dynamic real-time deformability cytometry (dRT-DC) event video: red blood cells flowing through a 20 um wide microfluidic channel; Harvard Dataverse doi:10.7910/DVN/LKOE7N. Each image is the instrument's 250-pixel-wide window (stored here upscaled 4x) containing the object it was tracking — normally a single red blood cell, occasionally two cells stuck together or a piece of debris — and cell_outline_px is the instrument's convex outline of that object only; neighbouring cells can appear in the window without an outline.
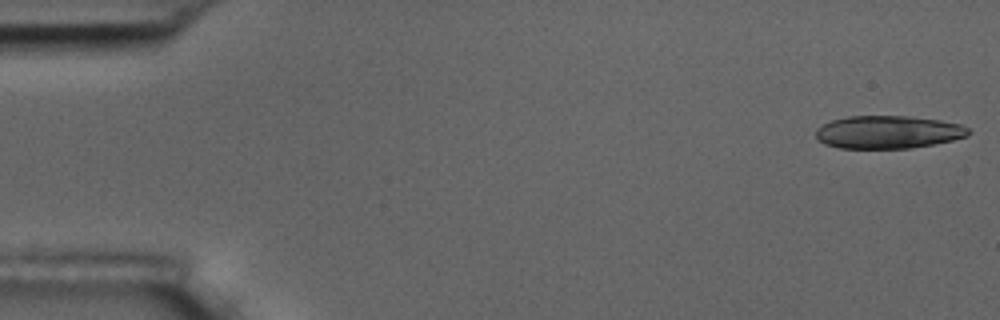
{"species": "common noctule bat (a hibernating species)", "species_latin": "Nyctalus noctula", "temperature_condition": "room temperature", "stored_images_in_passage": 6, "camera_frame_rate_fps": 3000, "um_per_image_px": 0.085, "animal": {"sex": "male", "body_mass_g": 17.5, "forearm_length_mm": 52.3}, "frame": {"image": 1, "passage_image": 1, "time_ms": 0.0, "image_size_px": [1000, 320], "cell_outline_px": [[972, 132], [968, 136], [952, 140], [912, 148], [840, 148], [824, 144], [816, 136], [816, 128], [832, 120], [848, 116], [912, 116], [940, 120], [960, 124], [968, 128]], "centroid_in_image_um": [75.51, 11.22], "position_along_channel_um": 9.5, "area_um2": 29.25}}
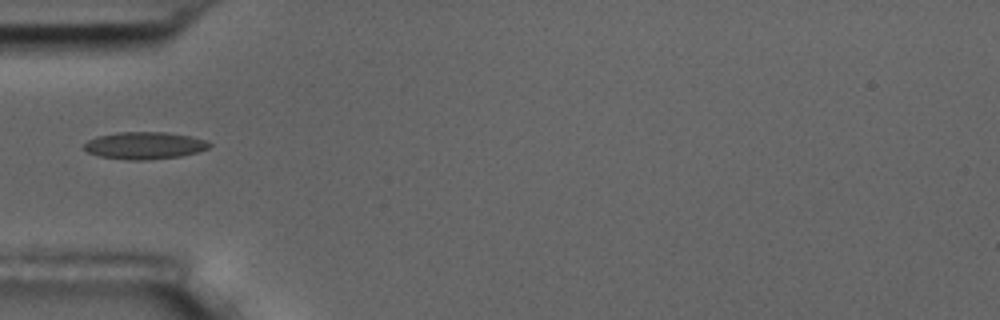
{"frame": {"image": 2, "passage_image": 6, "time_ms": 5.667, "image_size_px": [1000, 320], "cell_outline_px": [[212, 144], [208, 148], [196, 152], [180, 156], [144, 160], [128, 160], [100, 156], [88, 152], [84, 148], [84, 144], [88, 140], [96, 136], [116, 132], [168, 132], [192, 136], [208, 140]], "centroid_in_image_um": [12.3, 12.35], "position_along_channel_um": 72.7, "area_um2": 19.94}}